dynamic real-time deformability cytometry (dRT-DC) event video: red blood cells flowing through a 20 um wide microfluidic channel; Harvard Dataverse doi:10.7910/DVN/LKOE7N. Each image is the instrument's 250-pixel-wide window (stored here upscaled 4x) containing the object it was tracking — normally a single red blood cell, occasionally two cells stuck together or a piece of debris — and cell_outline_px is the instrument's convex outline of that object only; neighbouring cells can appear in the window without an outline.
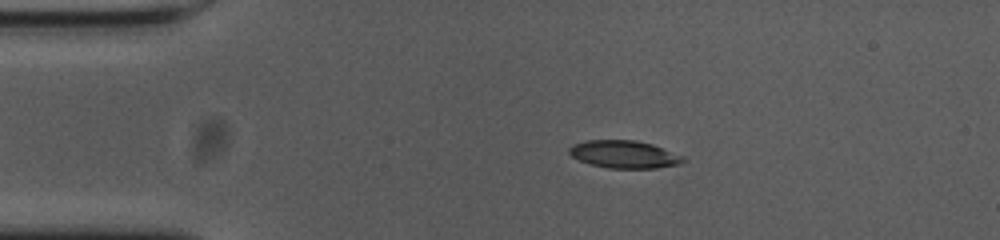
{"species": "common noctule bat (a hibernating species)", "species_latin": "Nyctalus noctula", "temperature_condition": "cold", "stored_images_in_passage": 46, "camera_frame_rate_fps": 3000, "um_per_image_px": 0.085, "animal": {"sex": "female", "body_mass_g": 23.0, "forearm_length_mm": 53.4}, "frame": {"image": 1, "passage_image": 1, "time_ms": 0.0, "image_size_px": [1000, 240], "cell_outline_px": [[688, 160], [680, 164], [656, 168], [608, 168], [592, 164], [580, 160], [572, 156], [568, 152], [568, 148], [572, 144], [588, 140], [636, 140], [652, 144], [684, 156]], "centroid_in_image_um": [53.08, 13.11], "position_along_channel_um": 31.9, "area_um2": 18.38}}
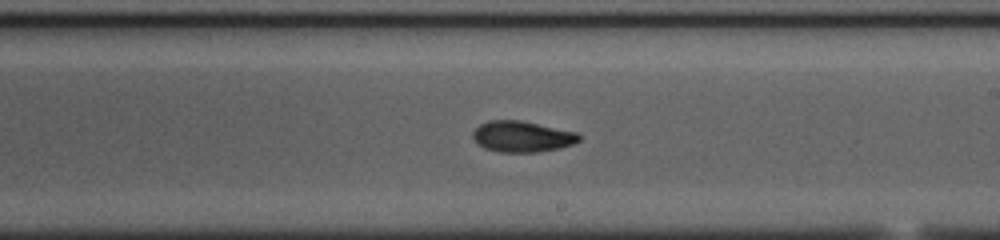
{"frame": {"image": 2, "passage_image": 22, "time_ms": 7.0, "image_size_px": [1000, 240], "cell_outline_px": [[580, 140], [572, 144], [560, 148], [536, 152], [500, 152], [484, 148], [476, 144], [472, 136], [472, 132], [480, 124], [488, 120], [520, 120], [576, 132], [580, 136]], "centroid_in_image_um": [44.33, 11.61], "position_along_channel_um": 244.7, "area_um2": 19.19}}
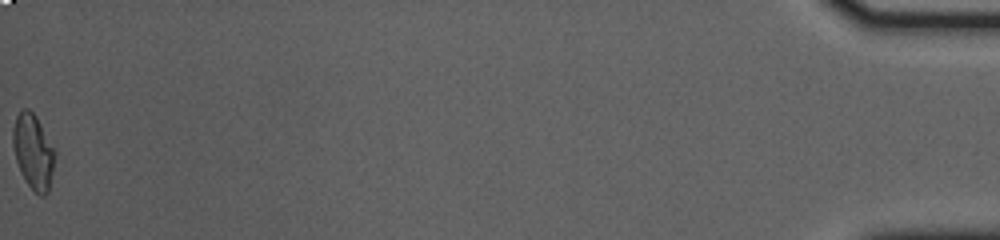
{"frame": {"image": 3, "passage_image": 46, "time_ms": 15.0, "image_size_px": [1000, 240], "cell_outline_px": [[56, 152], [48, 192], [44, 196], [40, 196], [28, 184], [20, 172], [16, 160], [12, 144], [12, 128], [16, 116], [24, 108], [28, 108], [36, 116], [56, 148]], "centroid_in_image_um": [2.83, 12.86], "position_along_channel_um": 432.4, "area_um2": 18.5}, "authors_computed_cell_mechanics": {"area_um2": 18.785, "velocity_mm_per_s": 3.6697, "shape_relaxation_time_tau1_ms": 4.159, "shape_relaxation_time_tau2_ms": 4.6144, "deformation_change_tau1": 0.1586, "deformation_change_tau2": 0.1092}}